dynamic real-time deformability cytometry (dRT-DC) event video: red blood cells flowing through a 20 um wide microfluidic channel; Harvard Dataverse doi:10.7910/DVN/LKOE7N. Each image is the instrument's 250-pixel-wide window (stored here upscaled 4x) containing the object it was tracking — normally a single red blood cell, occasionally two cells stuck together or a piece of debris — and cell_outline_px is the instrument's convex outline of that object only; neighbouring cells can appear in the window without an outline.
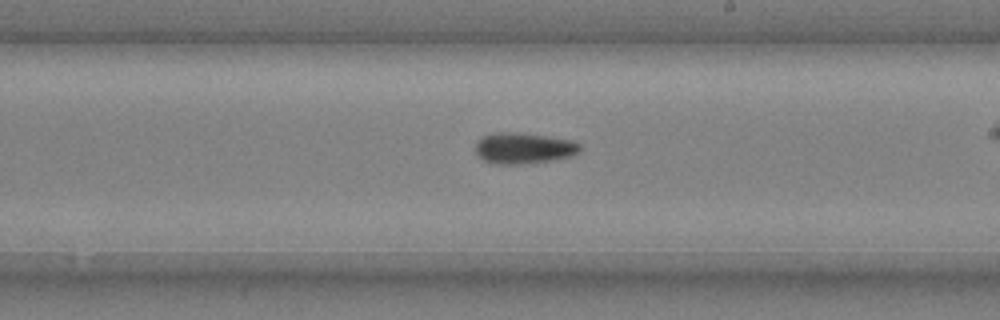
{"species": "common noctule bat (a hibernating species)", "species_latin": "Nyctalus noctula", "temperature_condition": "cold", "stored_images_in_passage": 38, "camera_frame_rate_fps": 3000, "um_per_image_px": 0.085, "animal": {"sex": "male", "body_mass_g": 20.4}, "frame": {"image": 1, "passage_image": 27, "time_ms": 8.667, "image_size_px": [1000, 320], "cell_outline_px": [[580, 152], [572, 156], [552, 160], [520, 164], [496, 164], [484, 160], [476, 152], [476, 140], [492, 132], [520, 132], [548, 136], [572, 140], [580, 144]], "centroid_in_image_um": [44.52, 12.58], "position_along_channel_um": 244.5, "area_um2": 19.02}}
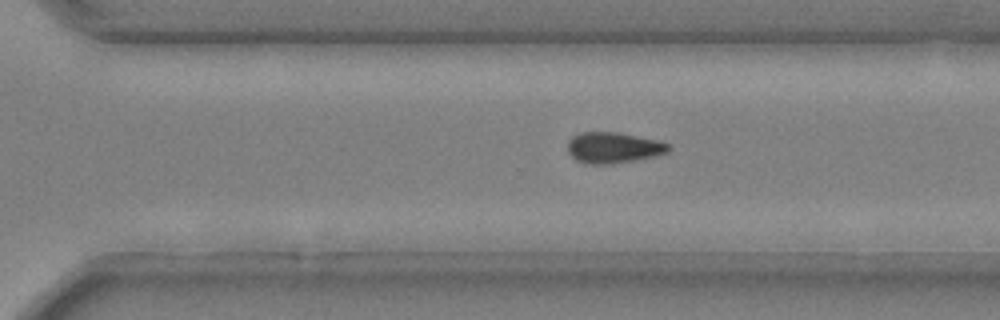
{"frame": {"image": 2, "passage_image": 33, "time_ms": 10.667, "image_size_px": [1000, 320], "cell_outline_px": [[672, 148], [668, 152], [656, 156], [636, 160], [612, 164], [588, 164], [576, 160], [568, 152], [568, 140], [572, 136], [580, 132], [616, 132], [660, 140], [668, 144]], "centroid_in_image_um": [52.15, 12.55], "position_along_channel_um": 318.4, "area_um2": 18.38}}